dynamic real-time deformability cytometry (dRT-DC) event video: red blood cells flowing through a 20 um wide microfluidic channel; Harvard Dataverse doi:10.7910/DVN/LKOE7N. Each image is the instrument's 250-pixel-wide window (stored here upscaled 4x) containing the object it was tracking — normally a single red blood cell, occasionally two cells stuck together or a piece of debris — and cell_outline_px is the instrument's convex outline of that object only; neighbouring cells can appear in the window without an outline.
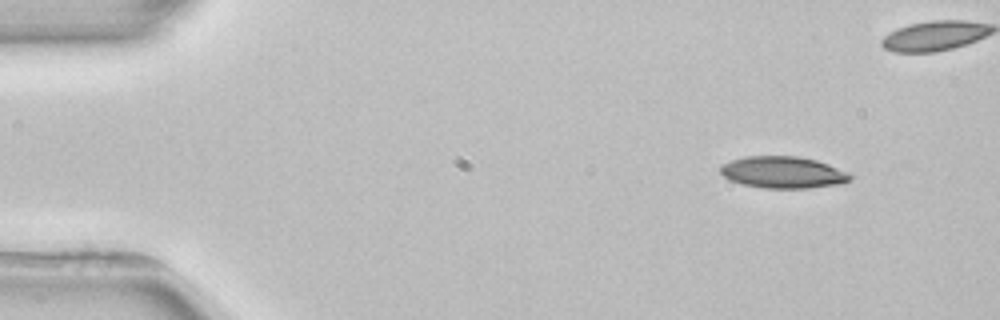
{"species": "common noctule bat (a hibernating species)", "species_latin": "Nyctalus noctula", "temperature_condition": "room temperature", "stored_images_in_passage": 4, "camera_frame_rate_fps": 3000, "um_per_image_px": 0.085, "animal": {"sex": "female", "body_mass_g": 22.7, "forearm_length_mm": 54.2}, "frame": {"image": 1, "passage_image": 1, "time_ms": 0.0, "image_size_px": [1000, 320], "cell_outline_px": [[852, 176], [844, 184], [808, 188], [764, 188], [744, 184], [728, 180], [720, 172], [720, 168], [724, 164], [732, 160], [744, 156], [796, 156], [816, 160], [828, 164], [848, 172]], "centroid_in_image_um": [66.57, 14.65], "position_along_channel_um": 18.4, "area_um2": 23.99}}